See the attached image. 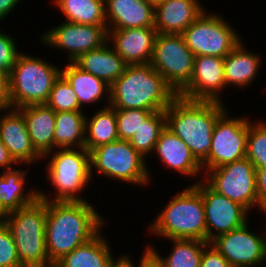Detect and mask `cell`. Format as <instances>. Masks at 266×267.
Instances as JSON below:
<instances>
[{
    "instance_id": "obj_5",
    "label": "cell",
    "mask_w": 266,
    "mask_h": 267,
    "mask_svg": "<svg viewBox=\"0 0 266 267\" xmlns=\"http://www.w3.org/2000/svg\"><path fill=\"white\" fill-rule=\"evenodd\" d=\"M47 201L37 198L32 204L9 213V227L22 267H53L46 248Z\"/></svg>"
},
{
    "instance_id": "obj_10",
    "label": "cell",
    "mask_w": 266,
    "mask_h": 267,
    "mask_svg": "<svg viewBox=\"0 0 266 267\" xmlns=\"http://www.w3.org/2000/svg\"><path fill=\"white\" fill-rule=\"evenodd\" d=\"M186 45L196 56L225 58L240 42L236 31L218 14L203 12L182 33Z\"/></svg>"
},
{
    "instance_id": "obj_33",
    "label": "cell",
    "mask_w": 266,
    "mask_h": 267,
    "mask_svg": "<svg viewBox=\"0 0 266 267\" xmlns=\"http://www.w3.org/2000/svg\"><path fill=\"white\" fill-rule=\"evenodd\" d=\"M46 104L55 112L82 111L75 91L62 75L55 81Z\"/></svg>"
},
{
    "instance_id": "obj_43",
    "label": "cell",
    "mask_w": 266,
    "mask_h": 267,
    "mask_svg": "<svg viewBox=\"0 0 266 267\" xmlns=\"http://www.w3.org/2000/svg\"><path fill=\"white\" fill-rule=\"evenodd\" d=\"M20 0H0V20L4 19ZM14 8V9H13Z\"/></svg>"
},
{
    "instance_id": "obj_36",
    "label": "cell",
    "mask_w": 266,
    "mask_h": 267,
    "mask_svg": "<svg viewBox=\"0 0 266 267\" xmlns=\"http://www.w3.org/2000/svg\"><path fill=\"white\" fill-rule=\"evenodd\" d=\"M0 267H22L9 227L0 223Z\"/></svg>"
},
{
    "instance_id": "obj_22",
    "label": "cell",
    "mask_w": 266,
    "mask_h": 267,
    "mask_svg": "<svg viewBox=\"0 0 266 267\" xmlns=\"http://www.w3.org/2000/svg\"><path fill=\"white\" fill-rule=\"evenodd\" d=\"M153 152L158 154L165 166L186 176L193 177L204 171L184 141L167 128L161 132Z\"/></svg>"
},
{
    "instance_id": "obj_25",
    "label": "cell",
    "mask_w": 266,
    "mask_h": 267,
    "mask_svg": "<svg viewBox=\"0 0 266 267\" xmlns=\"http://www.w3.org/2000/svg\"><path fill=\"white\" fill-rule=\"evenodd\" d=\"M95 237L64 255L53 267H109L113 259L105 238Z\"/></svg>"
},
{
    "instance_id": "obj_37",
    "label": "cell",
    "mask_w": 266,
    "mask_h": 267,
    "mask_svg": "<svg viewBox=\"0 0 266 267\" xmlns=\"http://www.w3.org/2000/svg\"><path fill=\"white\" fill-rule=\"evenodd\" d=\"M14 38L0 32V70L8 76L11 74L15 61L21 53L16 49Z\"/></svg>"
},
{
    "instance_id": "obj_13",
    "label": "cell",
    "mask_w": 266,
    "mask_h": 267,
    "mask_svg": "<svg viewBox=\"0 0 266 267\" xmlns=\"http://www.w3.org/2000/svg\"><path fill=\"white\" fill-rule=\"evenodd\" d=\"M202 194L206 218L207 242L247 223L248 209L213 190L205 181L193 184ZM216 233H215V232Z\"/></svg>"
},
{
    "instance_id": "obj_29",
    "label": "cell",
    "mask_w": 266,
    "mask_h": 267,
    "mask_svg": "<svg viewBox=\"0 0 266 267\" xmlns=\"http://www.w3.org/2000/svg\"><path fill=\"white\" fill-rule=\"evenodd\" d=\"M118 139L116 110L111 105L97 111L89 120L86 118L85 148L89 152Z\"/></svg>"
},
{
    "instance_id": "obj_30",
    "label": "cell",
    "mask_w": 266,
    "mask_h": 267,
    "mask_svg": "<svg viewBox=\"0 0 266 267\" xmlns=\"http://www.w3.org/2000/svg\"><path fill=\"white\" fill-rule=\"evenodd\" d=\"M67 22L86 25H107L105 0H54Z\"/></svg>"
},
{
    "instance_id": "obj_31",
    "label": "cell",
    "mask_w": 266,
    "mask_h": 267,
    "mask_svg": "<svg viewBox=\"0 0 266 267\" xmlns=\"http://www.w3.org/2000/svg\"><path fill=\"white\" fill-rule=\"evenodd\" d=\"M172 241L174 243L172 252L165 258L150 245L147 248L162 267H200L202 252L208 242L196 239H172Z\"/></svg>"
},
{
    "instance_id": "obj_20",
    "label": "cell",
    "mask_w": 266,
    "mask_h": 267,
    "mask_svg": "<svg viewBox=\"0 0 266 267\" xmlns=\"http://www.w3.org/2000/svg\"><path fill=\"white\" fill-rule=\"evenodd\" d=\"M23 114L31 143L42 157H49L54 149L55 111L46 103L18 108Z\"/></svg>"
},
{
    "instance_id": "obj_16",
    "label": "cell",
    "mask_w": 266,
    "mask_h": 267,
    "mask_svg": "<svg viewBox=\"0 0 266 267\" xmlns=\"http://www.w3.org/2000/svg\"><path fill=\"white\" fill-rule=\"evenodd\" d=\"M225 86L224 58L196 56L191 79L178 95L188 100L221 102L219 91Z\"/></svg>"
},
{
    "instance_id": "obj_46",
    "label": "cell",
    "mask_w": 266,
    "mask_h": 267,
    "mask_svg": "<svg viewBox=\"0 0 266 267\" xmlns=\"http://www.w3.org/2000/svg\"><path fill=\"white\" fill-rule=\"evenodd\" d=\"M145 1L151 4L155 8L157 5L161 4L165 0H145Z\"/></svg>"
},
{
    "instance_id": "obj_19",
    "label": "cell",
    "mask_w": 266,
    "mask_h": 267,
    "mask_svg": "<svg viewBox=\"0 0 266 267\" xmlns=\"http://www.w3.org/2000/svg\"><path fill=\"white\" fill-rule=\"evenodd\" d=\"M198 0H165L155 7L154 27L158 33L182 34L203 12Z\"/></svg>"
},
{
    "instance_id": "obj_27",
    "label": "cell",
    "mask_w": 266,
    "mask_h": 267,
    "mask_svg": "<svg viewBox=\"0 0 266 267\" xmlns=\"http://www.w3.org/2000/svg\"><path fill=\"white\" fill-rule=\"evenodd\" d=\"M3 171L0 175V202L8 213L30 205L38 198V191L23 193L26 171L14 168Z\"/></svg>"
},
{
    "instance_id": "obj_2",
    "label": "cell",
    "mask_w": 266,
    "mask_h": 267,
    "mask_svg": "<svg viewBox=\"0 0 266 267\" xmlns=\"http://www.w3.org/2000/svg\"><path fill=\"white\" fill-rule=\"evenodd\" d=\"M225 111L222 102L188 100L178 95L165 109L166 128L202 163L209 155L215 123Z\"/></svg>"
},
{
    "instance_id": "obj_38",
    "label": "cell",
    "mask_w": 266,
    "mask_h": 267,
    "mask_svg": "<svg viewBox=\"0 0 266 267\" xmlns=\"http://www.w3.org/2000/svg\"><path fill=\"white\" fill-rule=\"evenodd\" d=\"M200 267L231 266L229 265L228 260L211 243H209L203 249Z\"/></svg>"
},
{
    "instance_id": "obj_9",
    "label": "cell",
    "mask_w": 266,
    "mask_h": 267,
    "mask_svg": "<svg viewBox=\"0 0 266 267\" xmlns=\"http://www.w3.org/2000/svg\"><path fill=\"white\" fill-rule=\"evenodd\" d=\"M205 175V182L216 192L249 211L258 206L265 213L266 208L258 201L256 168L246 157L205 171Z\"/></svg>"
},
{
    "instance_id": "obj_40",
    "label": "cell",
    "mask_w": 266,
    "mask_h": 267,
    "mask_svg": "<svg viewBox=\"0 0 266 267\" xmlns=\"http://www.w3.org/2000/svg\"><path fill=\"white\" fill-rule=\"evenodd\" d=\"M258 201L266 208V166L256 169Z\"/></svg>"
},
{
    "instance_id": "obj_44",
    "label": "cell",
    "mask_w": 266,
    "mask_h": 267,
    "mask_svg": "<svg viewBox=\"0 0 266 267\" xmlns=\"http://www.w3.org/2000/svg\"><path fill=\"white\" fill-rule=\"evenodd\" d=\"M109 267H135V265L133 264L129 256L123 255L118 259L113 258L109 264Z\"/></svg>"
},
{
    "instance_id": "obj_3",
    "label": "cell",
    "mask_w": 266,
    "mask_h": 267,
    "mask_svg": "<svg viewBox=\"0 0 266 267\" xmlns=\"http://www.w3.org/2000/svg\"><path fill=\"white\" fill-rule=\"evenodd\" d=\"M178 96L164 77L148 64L127 65L110 85L114 109L165 110Z\"/></svg>"
},
{
    "instance_id": "obj_8",
    "label": "cell",
    "mask_w": 266,
    "mask_h": 267,
    "mask_svg": "<svg viewBox=\"0 0 266 267\" xmlns=\"http://www.w3.org/2000/svg\"><path fill=\"white\" fill-rule=\"evenodd\" d=\"M77 149V150H76ZM59 148L52 151L47 177L56 188L54 201H86L78 196L90 182V152L85 148ZM79 149V150H78Z\"/></svg>"
},
{
    "instance_id": "obj_6",
    "label": "cell",
    "mask_w": 266,
    "mask_h": 267,
    "mask_svg": "<svg viewBox=\"0 0 266 267\" xmlns=\"http://www.w3.org/2000/svg\"><path fill=\"white\" fill-rule=\"evenodd\" d=\"M61 69L24 53H20L8 76L11 107L46 103Z\"/></svg>"
},
{
    "instance_id": "obj_17",
    "label": "cell",
    "mask_w": 266,
    "mask_h": 267,
    "mask_svg": "<svg viewBox=\"0 0 266 267\" xmlns=\"http://www.w3.org/2000/svg\"><path fill=\"white\" fill-rule=\"evenodd\" d=\"M158 32L154 26L108 29V41L127 65L151 62ZM111 41V42H110Z\"/></svg>"
},
{
    "instance_id": "obj_11",
    "label": "cell",
    "mask_w": 266,
    "mask_h": 267,
    "mask_svg": "<svg viewBox=\"0 0 266 267\" xmlns=\"http://www.w3.org/2000/svg\"><path fill=\"white\" fill-rule=\"evenodd\" d=\"M194 59L182 34H157L150 64L177 94L191 79Z\"/></svg>"
},
{
    "instance_id": "obj_34",
    "label": "cell",
    "mask_w": 266,
    "mask_h": 267,
    "mask_svg": "<svg viewBox=\"0 0 266 267\" xmlns=\"http://www.w3.org/2000/svg\"><path fill=\"white\" fill-rule=\"evenodd\" d=\"M246 158L256 169L266 166V123L249 121Z\"/></svg>"
},
{
    "instance_id": "obj_23",
    "label": "cell",
    "mask_w": 266,
    "mask_h": 267,
    "mask_svg": "<svg viewBox=\"0 0 266 267\" xmlns=\"http://www.w3.org/2000/svg\"><path fill=\"white\" fill-rule=\"evenodd\" d=\"M108 44L109 41L97 49L80 55L73 63L81 70L111 85L124 73L127 64Z\"/></svg>"
},
{
    "instance_id": "obj_39",
    "label": "cell",
    "mask_w": 266,
    "mask_h": 267,
    "mask_svg": "<svg viewBox=\"0 0 266 267\" xmlns=\"http://www.w3.org/2000/svg\"><path fill=\"white\" fill-rule=\"evenodd\" d=\"M11 109L8 75L0 70V112Z\"/></svg>"
},
{
    "instance_id": "obj_15",
    "label": "cell",
    "mask_w": 266,
    "mask_h": 267,
    "mask_svg": "<svg viewBox=\"0 0 266 267\" xmlns=\"http://www.w3.org/2000/svg\"><path fill=\"white\" fill-rule=\"evenodd\" d=\"M248 229L247 222L210 242L231 267H254L266 260V238Z\"/></svg>"
},
{
    "instance_id": "obj_18",
    "label": "cell",
    "mask_w": 266,
    "mask_h": 267,
    "mask_svg": "<svg viewBox=\"0 0 266 267\" xmlns=\"http://www.w3.org/2000/svg\"><path fill=\"white\" fill-rule=\"evenodd\" d=\"M0 118V139L13 159L19 163L32 164L42 157L34 149L23 114L11 108Z\"/></svg>"
},
{
    "instance_id": "obj_1",
    "label": "cell",
    "mask_w": 266,
    "mask_h": 267,
    "mask_svg": "<svg viewBox=\"0 0 266 267\" xmlns=\"http://www.w3.org/2000/svg\"><path fill=\"white\" fill-rule=\"evenodd\" d=\"M38 198L47 201L45 240L53 265L95 237L104 225L101 215L87 201H54L42 191H38Z\"/></svg>"
},
{
    "instance_id": "obj_45",
    "label": "cell",
    "mask_w": 266,
    "mask_h": 267,
    "mask_svg": "<svg viewBox=\"0 0 266 267\" xmlns=\"http://www.w3.org/2000/svg\"><path fill=\"white\" fill-rule=\"evenodd\" d=\"M9 215V213L3 208L1 202H0V223L5 222L6 217Z\"/></svg>"
},
{
    "instance_id": "obj_41",
    "label": "cell",
    "mask_w": 266,
    "mask_h": 267,
    "mask_svg": "<svg viewBox=\"0 0 266 267\" xmlns=\"http://www.w3.org/2000/svg\"><path fill=\"white\" fill-rule=\"evenodd\" d=\"M17 165V162L13 159V157L10 155L7 147L4 145V143L0 139V167L6 168V170L11 169V165Z\"/></svg>"
},
{
    "instance_id": "obj_12",
    "label": "cell",
    "mask_w": 266,
    "mask_h": 267,
    "mask_svg": "<svg viewBox=\"0 0 266 267\" xmlns=\"http://www.w3.org/2000/svg\"><path fill=\"white\" fill-rule=\"evenodd\" d=\"M227 113L215 123L209 155L201 163L206 171L246 157L249 120L229 118Z\"/></svg>"
},
{
    "instance_id": "obj_32",
    "label": "cell",
    "mask_w": 266,
    "mask_h": 267,
    "mask_svg": "<svg viewBox=\"0 0 266 267\" xmlns=\"http://www.w3.org/2000/svg\"><path fill=\"white\" fill-rule=\"evenodd\" d=\"M165 128V110L153 112L132 136L129 143L144 158L148 153H152L161 132Z\"/></svg>"
},
{
    "instance_id": "obj_24",
    "label": "cell",
    "mask_w": 266,
    "mask_h": 267,
    "mask_svg": "<svg viewBox=\"0 0 266 267\" xmlns=\"http://www.w3.org/2000/svg\"><path fill=\"white\" fill-rule=\"evenodd\" d=\"M242 41L224 58V80L228 85L239 88L249 85L258 74L261 59L259 55L244 50Z\"/></svg>"
},
{
    "instance_id": "obj_21",
    "label": "cell",
    "mask_w": 266,
    "mask_h": 267,
    "mask_svg": "<svg viewBox=\"0 0 266 267\" xmlns=\"http://www.w3.org/2000/svg\"><path fill=\"white\" fill-rule=\"evenodd\" d=\"M155 8L145 0H105L107 29L154 26Z\"/></svg>"
},
{
    "instance_id": "obj_35",
    "label": "cell",
    "mask_w": 266,
    "mask_h": 267,
    "mask_svg": "<svg viewBox=\"0 0 266 267\" xmlns=\"http://www.w3.org/2000/svg\"><path fill=\"white\" fill-rule=\"evenodd\" d=\"M118 138L129 141L143 122L153 113L144 109H115Z\"/></svg>"
},
{
    "instance_id": "obj_7",
    "label": "cell",
    "mask_w": 266,
    "mask_h": 267,
    "mask_svg": "<svg viewBox=\"0 0 266 267\" xmlns=\"http://www.w3.org/2000/svg\"><path fill=\"white\" fill-rule=\"evenodd\" d=\"M105 177L134 185L149 183V170L143 158L127 140L118 139L90 151V175L92 167Z\"/></svg>"
},
{
    "instance_id": "obj_4",
    "label": "cell",
    "mask_w": 266,
    "mask_h": 267,
    "mask_svg": "<svg viewBox=\"0 0 266 267\" xmlns=\"http://www.w3.org/2000/svg\"><path fill=\"white\" fill-rule=\"evenodd\" d=\"M150 232L168 240L196 239L207 242L206 218L201 192L188 186L176 194L150 224Z\"/></svg>"
},
{
    "instance_id": "obj_28",
    "label": "cell",
    "mask_w": 266,
    "mask_h": 267,
    "mask_svg": "<svg viewBox=\"0 0 266 267\" xmlns=\"http://www.w3.org/2000/svg\"><path fill=\"white\" fill-rule=\"evenodd\" d=\"M84 115L82 111L55 112L54 149L85 147Z\"/></svg>"
},
{
    "instance_id": "obj_42",
    "label": "cell",
    "mask_w": 266,
    "mask_h": 267,
    "mask_svg": "<svg viewBox=\"0 0 266 267\" xmlns=\"http://www.w3.org/2000/svg\"><path fill=\"white\" fill-rule=\"evenodd\" d=\"M145 252L140 260V264L137 267H162L161 263L156 259V257L149 251L146 247Z\"/></svg>"
},
{
    "instance_id": "obj_14",
    "label": "cell",
    "mask_w": 266,
    "mask_h": 267,
    "mask_svg": "<svg viewBox=\"0 0 266 267\" xmlns=\"http://www.w3.org/2000/svg\"><path fill=\"white\" fill-rule=\"evenodd\" d=\"M42 41L53 48L65 49L69 61H75L80 55L97 49L108 42L107 25H86L64 21L42 36Z\"/></svg>"
},
{
    "instance_id": "obj_26",
    "label": "cell",
    "mask_w": 266,
    "mask_h": 267,
    "mask_svg": "<svg viewBox=\"0 0 266 267\" xmlns=\"http://www.w3.org/2000/svg\"><path fill=\"white\" fill-rule=\"evenodd\" d=\"M61 75L68 81L75 91L78 102L82 107L85 103L98 102L106 94L110 105V85L91 73L85 72L73 62L61 69ZM108 93V94H107Z\"/></svg>"
}]
</instances>
